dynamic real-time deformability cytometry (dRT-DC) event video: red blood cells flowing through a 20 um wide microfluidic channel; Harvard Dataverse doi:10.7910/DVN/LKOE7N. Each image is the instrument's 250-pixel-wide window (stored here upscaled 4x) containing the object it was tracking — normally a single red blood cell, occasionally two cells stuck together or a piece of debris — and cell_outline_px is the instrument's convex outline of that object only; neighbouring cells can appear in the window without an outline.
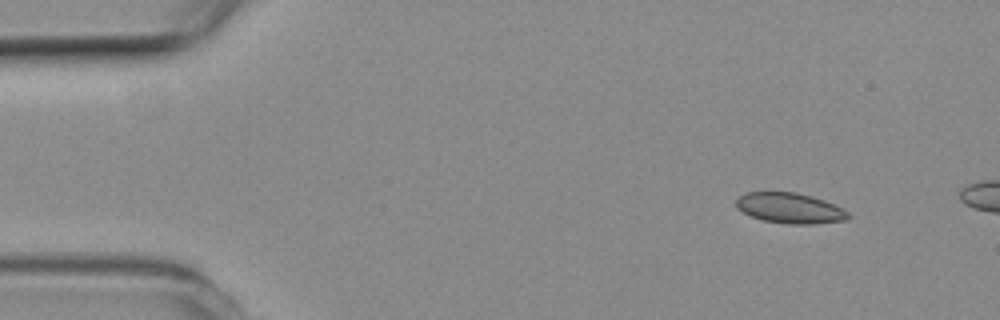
{"species": "common noctule bat (a hibernating species)", "species_latin": "Nyctalus noctula", "temperature_condition": "room temperature", "stored_images_in_passage": 14, "camera_frame_rate_fps": 3000, "um_per_image_px": 0.085, "animal": {"sex": "female", "body_mass_g": 19.3, "forearm_length_mm": 54.1}, "frame": {"image": 1, "passage_image": 5, "time_ms": 1.333, "image_size_px": [1000, 320], "cell_outline_px": [[852, 216], [848, 220], [812, 224], [788, 224], [764, 220], [752, 216], [736, 208], [736, 200], [744, 192], [796, 192], [812, 196], [824, 200], [848, 212]], "centroid_in_image_um": [67.15, 17.69], "position_along_channel_um": 17.8, "area_um2": 19.83}}